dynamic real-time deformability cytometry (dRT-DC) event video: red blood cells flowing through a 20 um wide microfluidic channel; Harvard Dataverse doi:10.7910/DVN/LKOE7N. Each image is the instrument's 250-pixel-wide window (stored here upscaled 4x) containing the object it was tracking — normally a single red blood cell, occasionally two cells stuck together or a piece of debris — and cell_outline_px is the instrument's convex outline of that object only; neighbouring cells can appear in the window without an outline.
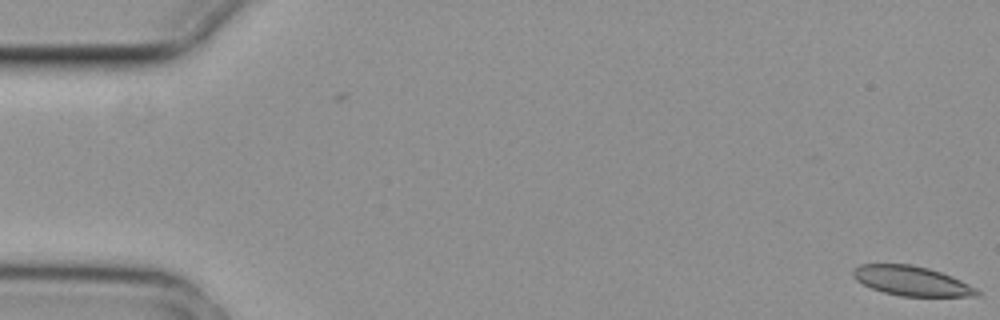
{"species": "common noctule bat (a hibernating species)", "species_latin": "Nyctalus noctula", "temperature_condition": "cold", "stored_images_in_passage": 5, "camera_frame_rate_fps": 3000, "um_per_image_px": 0.085, "animal": {"sex": "female", "body_mass_g": 29.2, "forearm_length_mm": 56.3}, "frame": {"image": 1, "passage_image": 1, "time_ms": 0.0, "image_size_px": [1000, 320], "cell_outline_px": [[980, 296], [900, 296], [884, 292], [872, 288], [856, 280], [852, 276], [852, 268], [860, 264], [912, 264], [928, 268], [952, 276], [976, 288], [980, 292]], "centroid_in_image_um": [77.46, 23.87], "position_along_channel_um": 7.5, "area_um2": 21.33}}
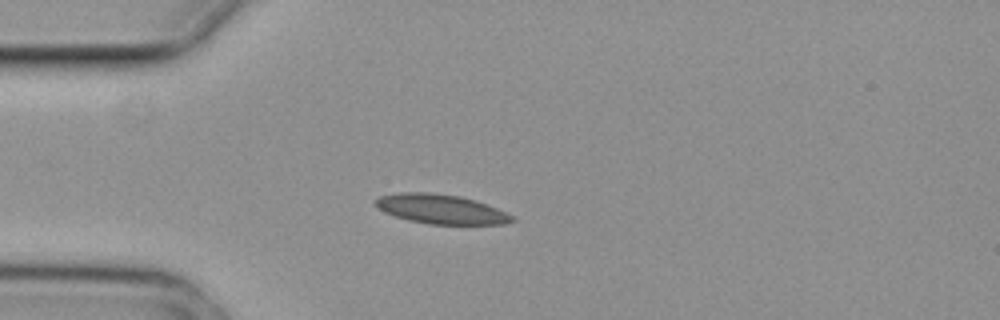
{"frame": {"image": 2, "passage_image": 5, "time_ms": 1.333, "image_size_px": [1000, 320], "cell_outline_px": [[516, 220], [504, 224], [428, 224], [408, 220], [384, 212], [372, 204], [372, 200], [380, 196], [400, 192], [424, 192], [460, 196], [476, 200], [488, 204], [516, 216]], "centroid_in_image_um": [37.49, 17.77], "position_along_channel_um": 47.5, "area_um2": 23.7}}